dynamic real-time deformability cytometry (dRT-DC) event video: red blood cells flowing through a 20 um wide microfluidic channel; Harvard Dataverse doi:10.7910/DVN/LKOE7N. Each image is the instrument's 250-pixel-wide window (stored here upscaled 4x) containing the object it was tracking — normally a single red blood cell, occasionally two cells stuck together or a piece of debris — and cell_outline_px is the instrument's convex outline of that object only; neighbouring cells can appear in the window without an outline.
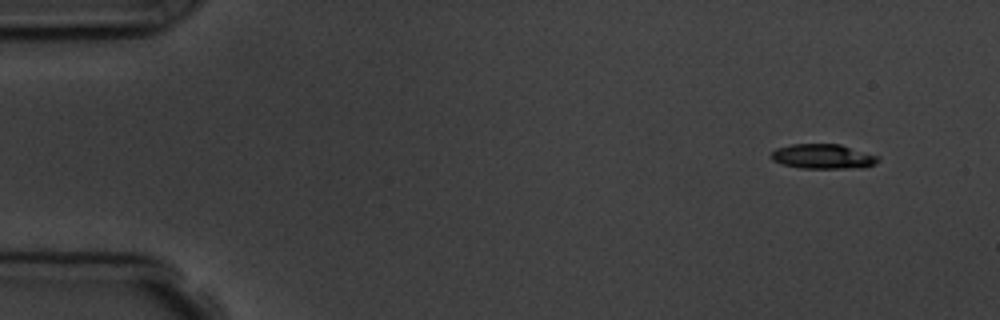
{"species": "common noctule bat (a hibernating species)", "species_latin": "Nyctalus noctula", "temperature_condition": "room temperature", "stored_images_in_passage": 8, "camera_frame_rate_fps": 3000, "um_per_image_px": 0.085, "animal": {"sex": "male", "body_mass_g": 19.5, "forearm_length_mm": 54.6}, "frame": {"image": 1, "passage_image": 1, "time_ms": 0.0, "image_size_px": [1000, 320], "cell_outline_px": [[880, 160], [876, 164], [864, 168], [800, 168], [784, 164], [772, 160], [772, 152], [776, 148], [792, 144], [840, 144], [880, 156]], "centroid_in_image_um": [70.02, 13.3], "position_along_channel_um": 15.0, "area_um2": 15.49}}
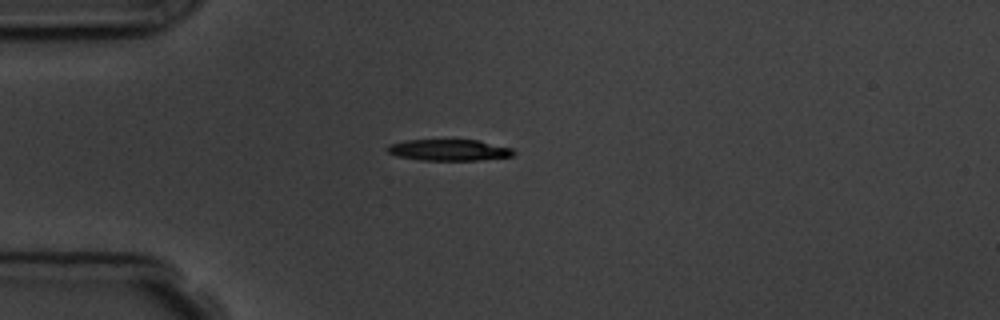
{"frame": {"image": 2, "passage_image": 4, "time_ms": 3.333, "image_size_px": [1000, 320], "cell_outline_px": [[516, 152], [512, 156], [480, 160], [424, 160], [396, 156], [388, 152], [384, 148], [388, 144], [404, 140], [476, 140], [512, 148]], "centroid_in_image_um": [38.12, 12.75], "position_along_channel_um": 46.9, "area_um2": 15.66}}
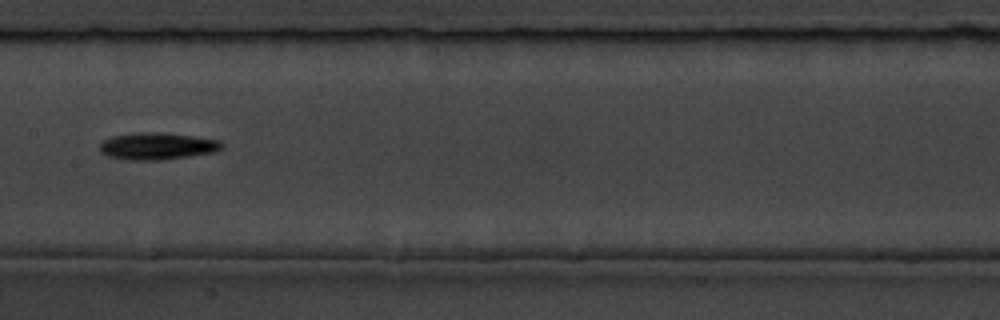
{"frame": {"image": 3, "passage_image": 8, "time_ms": 7.667, "image_size_px": [1000, 320], "cell_outline_px": [[224, 144], [216, 152], [160, 160], [128, 160], [108, 156], [100, 152], [100, 144], [104, 140], [112, 136], [132, 132], [160, 132], [192, 136], [220, 140]], "centroid_in_image_um": [13.34, 12.41], "position_along_channel_um": 194.1, "area_um2": 19.25}}